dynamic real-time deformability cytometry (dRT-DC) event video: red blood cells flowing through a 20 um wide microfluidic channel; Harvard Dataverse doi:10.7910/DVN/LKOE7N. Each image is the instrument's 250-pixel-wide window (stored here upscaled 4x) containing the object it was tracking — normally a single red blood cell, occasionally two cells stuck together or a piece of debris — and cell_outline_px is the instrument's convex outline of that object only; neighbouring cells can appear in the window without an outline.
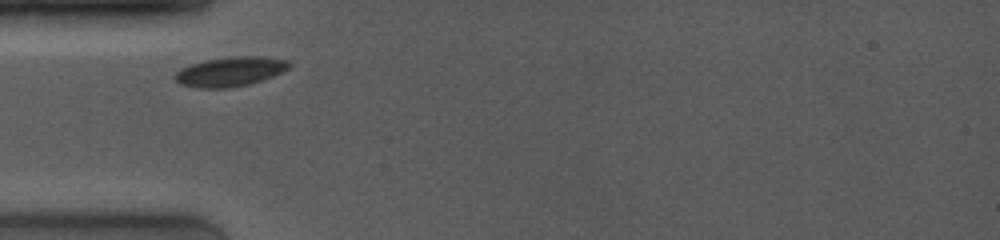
{"species": "common noctule bat (a hibernating species)", "species_latin": "Nyctalus noctula", "temperature_condition": "room temperature", "stored_images_in_passage": 3, "camera_frame_rate_fps": 4000, "um_per_image_px": 0.085, "animal": {"sex": "female", "body_mass_g": 19.0, "forearm_length_mm": 53.3}, "frame": {"image": 1, "passage_image": 1, "time_ms": 0.0, "image_size_px": [1000, 240], "cell_outline_px": [[292, 64], [288, 68], [272, 76], [248, 84], [232, 88], [196, 88], [180, 84], [172, 76], [180, 68], [204, 60], [232, 56], [260, 56], [288, 60]], "centroid_in_image_um": [19.52, 6.08], "position_along_channel_um": 65.5, "area_um2": 19.65}}
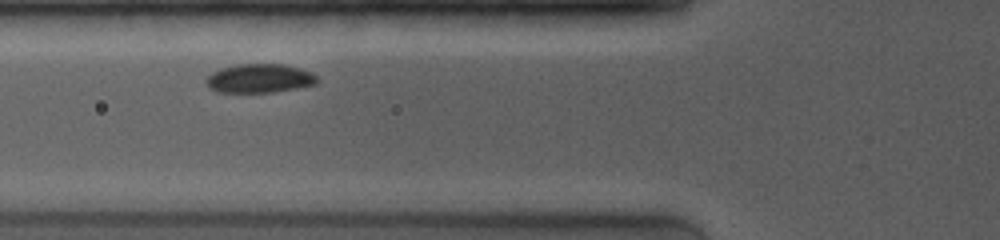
{"frame": {"image": 2, "passage_image": 2, "time_ms": 1.0, "image_size_px": [1000, 240], "cell_outline_px": [[320, 80], [316, 84], [296, 88], [272, 92], [216, 92], [208, 88], [208, 76], [212, 72], [236, 64], [284, 64], [300, 68], [312, 72]], "centroid_in_image_um": [22.1, 6.66], "position_along_channel_um": 103.7, "area_um2": 18.61}}